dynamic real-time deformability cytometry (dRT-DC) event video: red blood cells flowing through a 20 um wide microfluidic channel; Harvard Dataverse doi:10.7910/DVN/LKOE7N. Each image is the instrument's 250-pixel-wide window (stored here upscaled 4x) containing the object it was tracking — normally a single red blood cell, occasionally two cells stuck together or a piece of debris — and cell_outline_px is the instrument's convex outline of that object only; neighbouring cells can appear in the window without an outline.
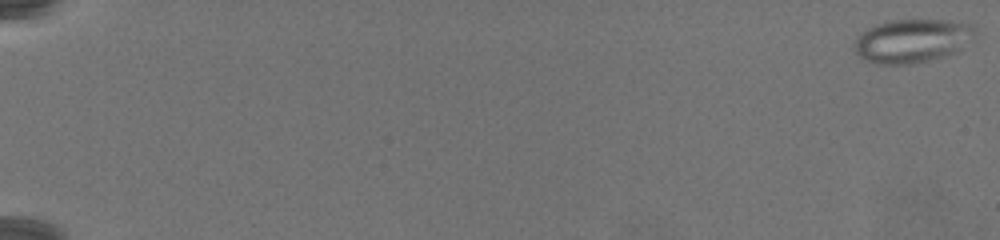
{"species": "common noctule bat (a hibernating species)", "species_latin": "Nyctalus noctula", "temperature_condition": "warm", "stored_images_in_passage": 79, "camera_frame_rate_fps": 3000, "um_per_image_px": 0.085, "animal": {"sex": "female", "body_mass_g": 19.5, "forearm_length_mm": 54.1}, "frame": {"image": 1, "passage_image": 1, "time_ms": 0.0, "image_size_px": [1000, 240], "cell_outline_px": [[976, 36], [960, 52], [928, 60], [908, 64], [876, 64], [864, 60], [856, 52], [852, 44], [856, 36], [868, 28], [876, 24], [888, 20], [944, 20], [976, 24]], "centroid_in_image_um": [77.57, 3.46], "position_along_channel_um": 7.4, "area_um2": 31.27}}
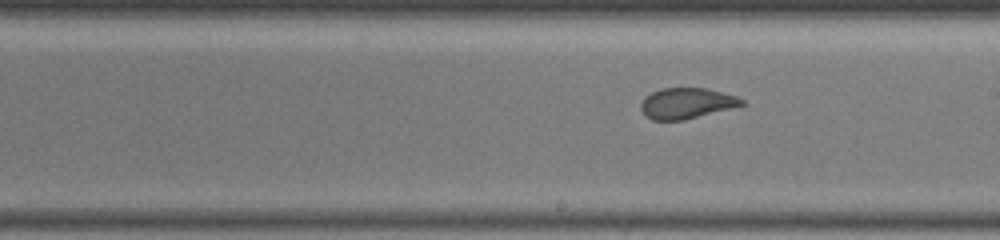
{"frame": {"image": 2, "passage_image": 49, "time_ms": 16.0, "image_size_px": [1000, 240], "cell_outline_px": [[744, 104], [732, 108], [684, 120], [652, 120], [644, 116], [640, 108], [640, 104], [644, 96], [660, 88], [708, 88], [736, 96], [744, 100]], "centroid_in_image_um": [58.32, 8.78], "position_along_channel_um": 230.7, "area_um2": 18.21}}
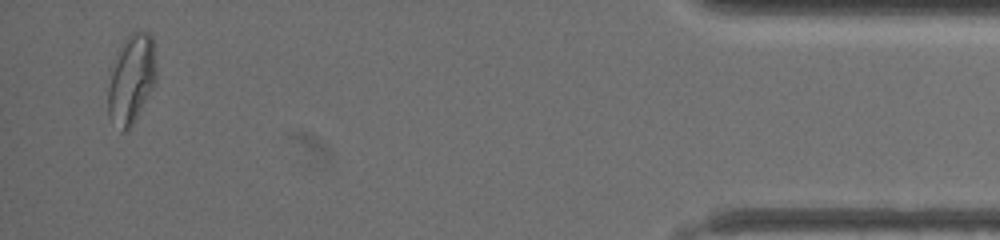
{"frame": {"image": 3, "passage_image": 77, "time_ms": 25.333, "image_size_px": [1000, 240], "cell_outline_px": [[156, 80], [128, 132], [120, 132], [108, 116], [108, 68], [120, 44], [132, 32], [140, 28], [148, 32], [152, 36], [156, 68]], "centroid_in_image_um": [11.11, 6.68], "position_along_channel_um": 424.1, "area_um2": 25.72}}